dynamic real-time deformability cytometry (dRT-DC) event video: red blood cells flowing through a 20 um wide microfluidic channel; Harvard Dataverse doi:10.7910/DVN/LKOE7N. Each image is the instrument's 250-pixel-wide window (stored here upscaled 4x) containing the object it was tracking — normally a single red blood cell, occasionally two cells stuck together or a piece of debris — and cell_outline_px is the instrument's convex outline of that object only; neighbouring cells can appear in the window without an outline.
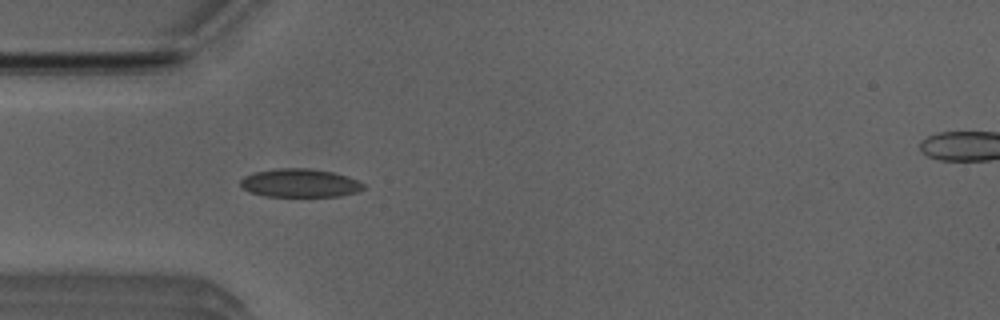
{"species": "Egyptian fruit bat (a non-hibernating species)", "species_latin": "Rousettus aegyptiacus", "temperature_condition": "room temperature", "stored_images_in_passage": 39, "camera_frame_rate_fps": 3000, "um_per_image_px": 0.085, "animal": {"sex": "male"}, "frame": {"image": 1, "passage_image": 3, "time_ms": 0.667, "image_size_px": [1000, 320], "cell_outline_px": [[364, 188], [360, 192], [340, 196], [264, 196], [248, 192], [240, 184], [240, 180], [244, 176], [252, 172], [276, 168], [312, 168], [332, 172], [348, 176], [364, 184]], "centroid_in_image_um": [25.48, 15.55], "position_along_channel_um": 59.5, "area_um2": 20.58}}
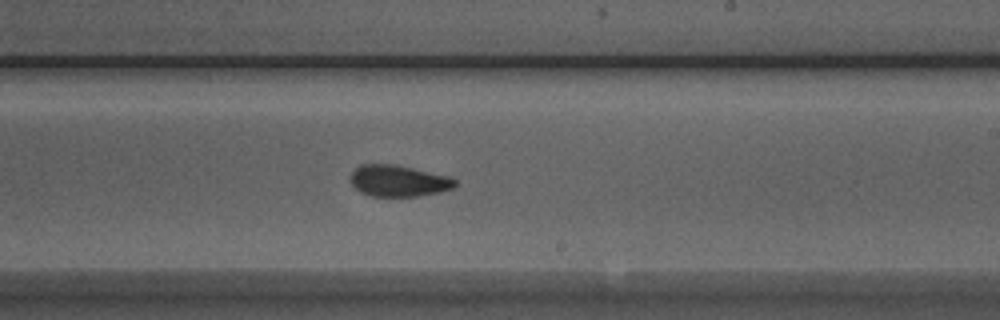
{"frame": {"image": 2, "passage_image": 18, "time_ms": 5.667, "image_size_px": [1000, 320], "cell_outline_px": [[456, 184], [452, 188], [440, 192], [416, 196], [372, 196], [360, 192], [348, 180], [348, 176], [360, 164], [392, 164], [412, 168], [448, 176], [456, 180]], "centroid_in_image_um": [33.82, 15.37], "position_along_channel_um": 255.2, "area_um2": 19.07}}
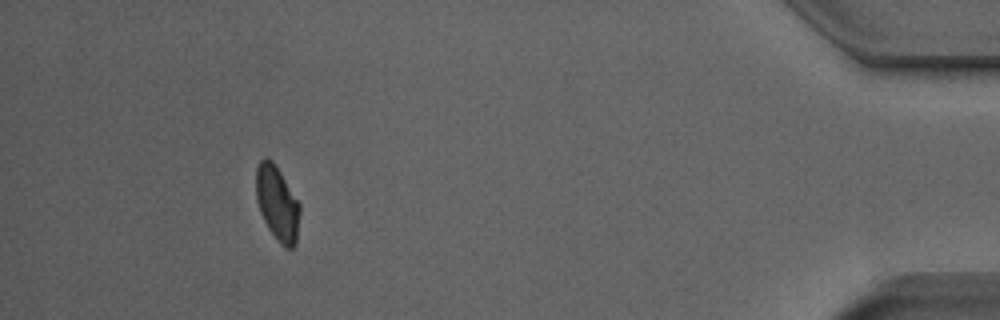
{"frame": {"image": 3, "passage_image": 35, "time_ms": 11.333, "image_size_px": [1000, 320], "cell_outline_px": [[300, 212], [296, 244], [292, 248], [284, 248], [280, 244], [268, 228], [260, 212], [256, 196], [256, 168], [260, 160], [264, 156], [272, 160], [280, 172], [300, 204]], "centroid_in_image_um": [23.57, 17.29], "position_along_channel_um": 411.6, "area_um2": 19.02}, "authors_computed_cell_mechanics": {"area_um2": 19.7098, "velocity_mm_per_s": 3.9438, "shape_relaxation_time_tau1_ms": 6.5886, "shape_relaxation_time_tau2_ms": 1.1686, "deformation_change_tau1": 0.1429, "deformation_change_tau2": 0.0527}}